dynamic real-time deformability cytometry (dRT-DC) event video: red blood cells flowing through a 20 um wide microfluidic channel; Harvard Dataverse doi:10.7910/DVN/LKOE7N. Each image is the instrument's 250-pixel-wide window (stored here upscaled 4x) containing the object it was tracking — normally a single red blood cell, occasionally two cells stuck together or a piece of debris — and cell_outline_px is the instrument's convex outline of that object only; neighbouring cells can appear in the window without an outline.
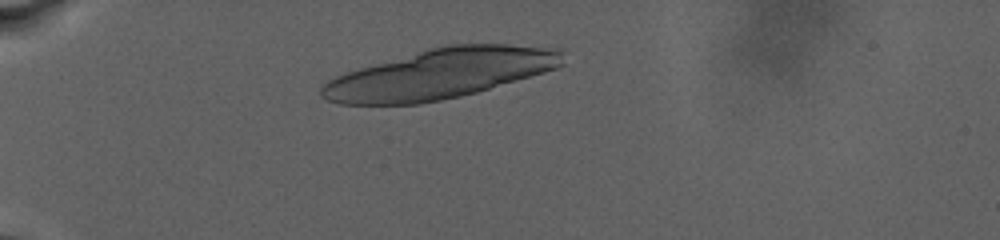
{"species": "human", "species_latin": "Homo sapiens", "temperature_condition": "warm", "stored_images_in_passage": 32, "camera_frame_rate_fps": 3000, "um_per_image_px": 0.085, "donor": {"sex": "male"}, "frame": {"image": 1, "passage_image": 15, "time_ms": 4.0, "image_size_px": [1000, 240], "cell_outline_px": [[564, 64], [556, 68], [544, 72], [476, 92], [460, 96], [420, 104], [340, 104], [328, 100], [320, 96], [320, 88], [328, 80], [336, 76], [360, 68], [428, 48], [444, 44], [508, 44], [540, 48], [560, 52]], "centroid_in_image_um": [37.33, 6.28], "position_along_channel_um": 47.7, "area_um2": 69.01}}